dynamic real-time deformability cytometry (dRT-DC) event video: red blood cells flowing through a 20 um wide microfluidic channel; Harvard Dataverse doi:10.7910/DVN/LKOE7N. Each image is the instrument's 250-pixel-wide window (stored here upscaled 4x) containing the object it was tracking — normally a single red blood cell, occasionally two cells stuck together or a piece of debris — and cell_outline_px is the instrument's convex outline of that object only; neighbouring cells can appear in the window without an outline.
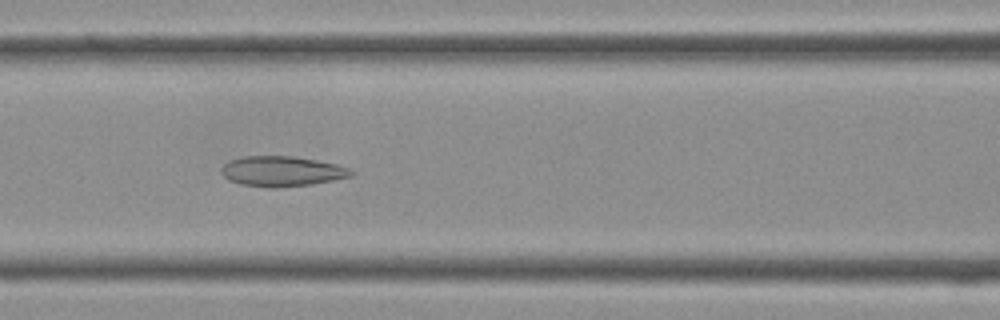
{"species": "Egyptian fruit bat (a non-hibernating species)", "species_latin": "Rousettus aegyptiacus", "temperature_condition": "cold", "stored_images_in_passage": 40, "camera_frame_rate_fps": 3000, "um_per_image_px": 0.085, "frame": {"image": 1, "passage_image": 17, "time_ms": 5.333, "image_size_px": [1000, 320], "cell_outline_px": [[356, 172], [352, 176], [312, 184], [276, 188], [272, 188], [240, 184], [228, 180], [220, 172], [220, 168], [224, 164], [232, 160], [244, 156], [292, 156], [316, 160], [336, 164], [352, 168]], "centroid_in_image_um": [23.98, 14.56], "position_along_channel_um": 142.6, "area_um2": 22.95}}
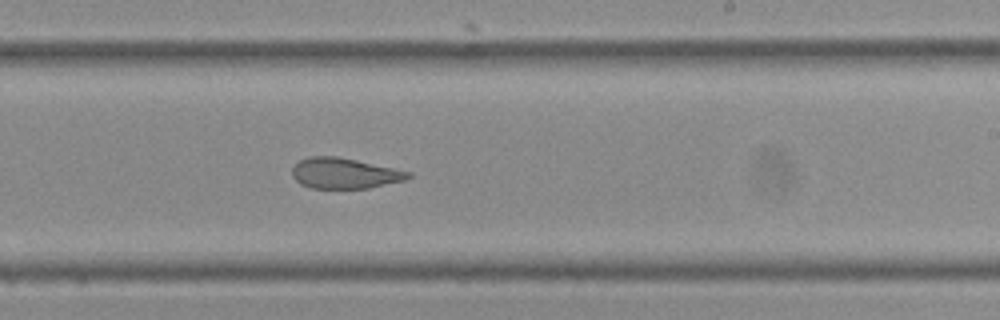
{"frame": {"image": 2, "passage_image": 24, "time_ms": 7.667, "image_size_px": [1000, 320], "cell_outline_px": [[412, 176], [404, 180], [368, 188], [312, 188], [300, 184], [292, 176], [292, 168], [300, 160], [308, 156], [336, 156], [356, 160], [412, 172]], "centroid_in_image_um": [29.26, 14.72], "position_along_channel_um": 259.7, "area_um2": 20.58}}
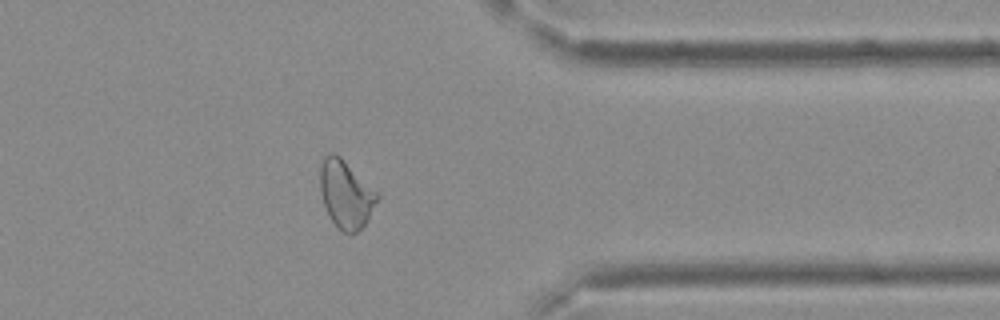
{"frame": {"image": 3, "passage_image": 32, "time_ms": 10.333, "image_size_px": [1000, 320], "cell_outline_px": [[380, 196], [364, 224], [356, 232], [344, 232], [332, 220], [324, 204], [320, 192], [320, 168], [324, 156], [332, 152], [340, 156], [380, 192]], "centroid_in_image_um": [29.42, 16.45], "position_along_channel_um": 382.0, "area_um2": 22.37}}